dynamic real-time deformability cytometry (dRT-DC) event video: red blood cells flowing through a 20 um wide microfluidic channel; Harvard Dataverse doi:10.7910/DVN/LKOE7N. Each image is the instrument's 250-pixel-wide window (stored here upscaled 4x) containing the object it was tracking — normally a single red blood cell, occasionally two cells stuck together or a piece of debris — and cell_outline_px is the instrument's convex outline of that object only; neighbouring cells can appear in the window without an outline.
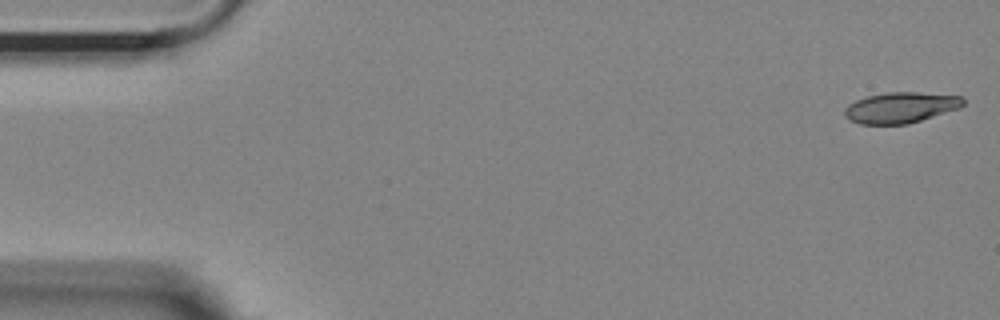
{"species": "Egyptian fruit bat (a non-hibernating species)", "species_latin": "Rousettus aegyptiacus", "temperature_condition": "room temperature", "stored_images_in_passage": 13, "camera_frame_rate_fps": 3000, "um_per_image_px": 0.085, "animal": {"sex": "female"}, "frame": {"image": 1, "passage_image": 1, "time_ms": 0.0, "image_size_px": [1000, 320], "cell_outline_px": [[964, 104], [960, 108], [908, 124], [860, 124], [844, 116], [844, 108], [848, 104], [856, 100], [868, 96], [888, 92], [916, 92], [964, 96]], "centroid_in_image_um": [76.57, 9.14], "position_along_channel_um": 8.4, "area_um2": 21.27}}